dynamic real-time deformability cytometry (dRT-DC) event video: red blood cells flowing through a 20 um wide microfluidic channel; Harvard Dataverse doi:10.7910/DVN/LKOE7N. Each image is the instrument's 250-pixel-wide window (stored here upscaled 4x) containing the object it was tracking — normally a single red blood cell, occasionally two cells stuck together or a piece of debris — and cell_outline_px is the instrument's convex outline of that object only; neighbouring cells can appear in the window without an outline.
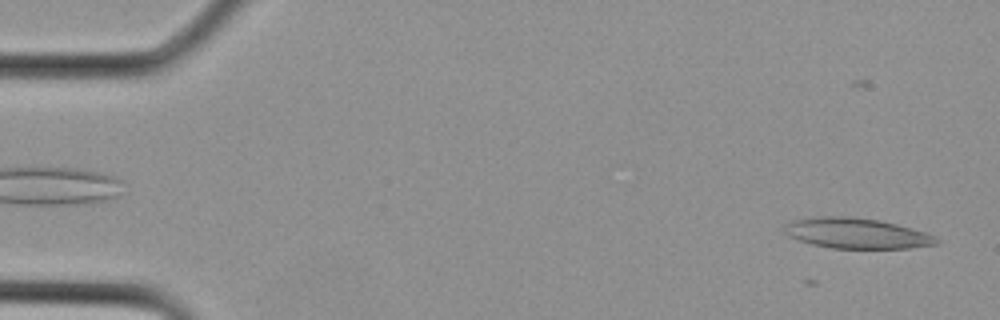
{"species": "Egyptian fruit bat (a non-hibernating species)", "species_latin": "Rousettus aegyptiacus", "temperature_condition": "cold", "stored_images_in_passage": 6, "camera_frame_rate_fps": 3000, "um_per_image_px": 0.085, "animal": {"sex": "female"}, "frame": {"image": 1, "passage_image": 1, "time_ms": 0.0, "image_size_px": [1000, 320], "cell_outline_px": [[940, 240], [936, 244], [908, 248], [832, 248], [812, 244], [788, 236], [784, 232], [784, 224], [792, 220], [816, 216], [852, 216], [880, 220], [896, 224], [924, 232], [936, 236]], "centroid_in_image_um": [72.77, 19.81], "position_along_channel_um": 12.2, "area_um2": 26.99}}